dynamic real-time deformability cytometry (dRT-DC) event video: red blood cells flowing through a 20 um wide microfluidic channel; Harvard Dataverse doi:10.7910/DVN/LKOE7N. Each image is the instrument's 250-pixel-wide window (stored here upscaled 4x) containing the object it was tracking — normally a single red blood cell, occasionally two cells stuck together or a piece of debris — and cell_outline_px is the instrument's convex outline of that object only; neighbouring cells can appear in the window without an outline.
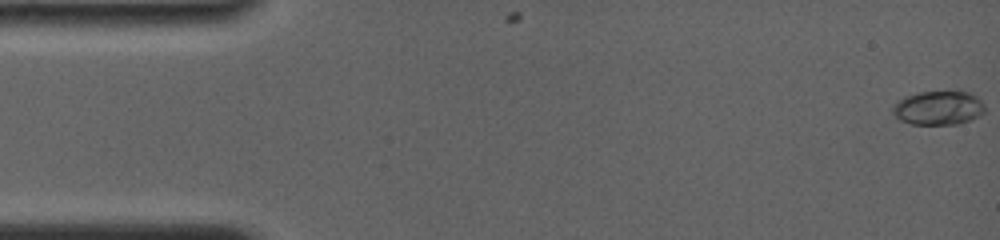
{"species": "common noctule bat (a hibernating species)", "species_latin": "Nyctalus noctula", "temperature_condition": "room temperature", "stored_images_in_passage": 56, "camera_frame_rate_fps": 4000, "um_per_image_px": 0.085, "animal": {"sex": "female", "body_mass_g": 19.0, "forearm_length_mm": 56.7}, "frame": {"image": 1, "passage_image": 1, "time_ms": 0.0, "image_size_px": [1000, 240], "cell_outline_px": [[984, 112], [972, 120], [960, 124], [908, 124], [900, 120], [892, 112], [892, 104], [896, 100], [904, 96], [916, 92], [968, 92], [976, 96], [984, 104]], "centroid_in_image_um": [79.72, 9.18], "position_along_channel_um": 5.3, "area_um2": 18.44}}
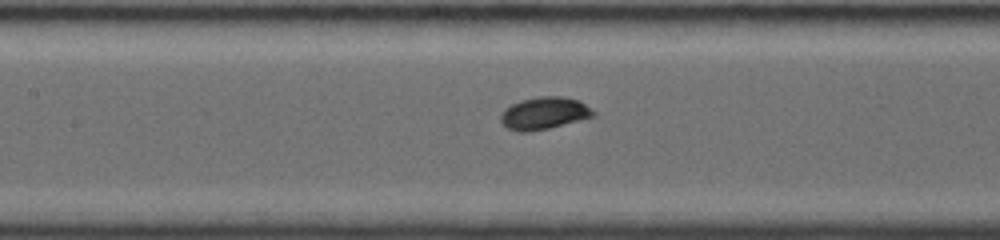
{"frame": {"image": 2, "passage_image": 26, "time_ms": 7.5, "image_size_px": [1000, 240], "cell_outline_px": [[596, 112], [592, 116], [548, 128], [524, 132], [520, 132], [508, 128], [500, 120], [500, 116], [512, 104], [520, 100], [536, 96], [560, 96], [576, 100], [584, 104]], "centroid_in_image_um": [46.22, 9.61], "position_along_channel_um": 161.2, "area_um2": 16.88}}
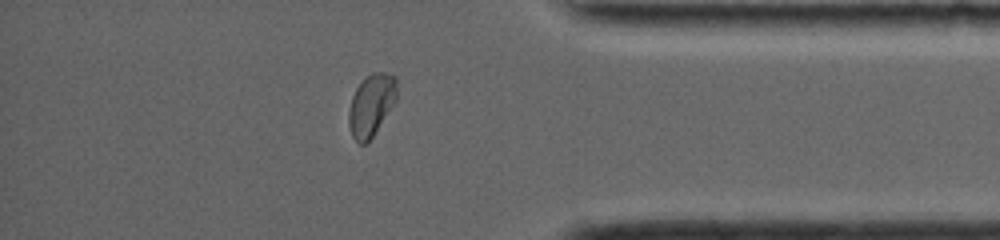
{"frame": {"image": 3, "passage_image": 48, "time_ms": 14.0, "image_size_px": [1000, 240], "cell_outline_px": [[396, 100], [372, 136], [364, 144], [360, 144], [352, 136], [348, 124], [348, 112], [352, 96], [356, 88], [372, 72], [384, 72], [396, 76]], "centroid_in_image_um": [31.54, 8.91], "position_along_channel_um": 403.7, "area_um2": 16.99}, "authors_computed_cell_mechanics": {"area_um2": 16.7909, "velocity_mm_per_s": 3.8647, "shape_relaxation_time_tau1_ms": 2.8212, "shape_relaxation_time_tau2_ms": null, "deformation_change_tau1": 0.1295, "deformation_change_tau2": null}}